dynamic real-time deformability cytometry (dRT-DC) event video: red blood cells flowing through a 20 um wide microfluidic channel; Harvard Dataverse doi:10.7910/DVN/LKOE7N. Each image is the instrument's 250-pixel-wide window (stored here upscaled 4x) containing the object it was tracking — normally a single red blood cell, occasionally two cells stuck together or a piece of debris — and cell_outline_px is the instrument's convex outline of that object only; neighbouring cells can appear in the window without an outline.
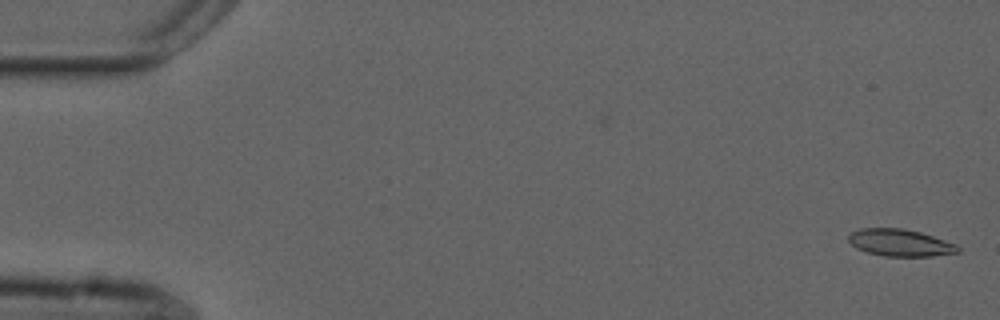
{"species": "common noctule bat (a hibernating species)", "species_latin": "Nyctalus noctula", "temperature_condition": "cold", "stored_images_in_passage": 54, "camera_frame_rate_fps": 3000, "um_per_image_px": 0.085, "animal": {"sex": "male", "forearm_length_mm": 52.5}, "frame": {"image": 1, "passage_image": 1, "time_ms": 0.0, "image_size_px": [1000, 320], "cell_outline_px": [[960, 252], [932, 256], [884, 256], [868, 252], [856, 248], [848, 240], [848, 236], [852, 232], [860, 228], [900, 228], [920, 232], [956, 244], [960, 248]], "centroid_in_image_um": [76.51, 20.63], "position_along_channel_um": 8.5, "area_um2": 17.11}}
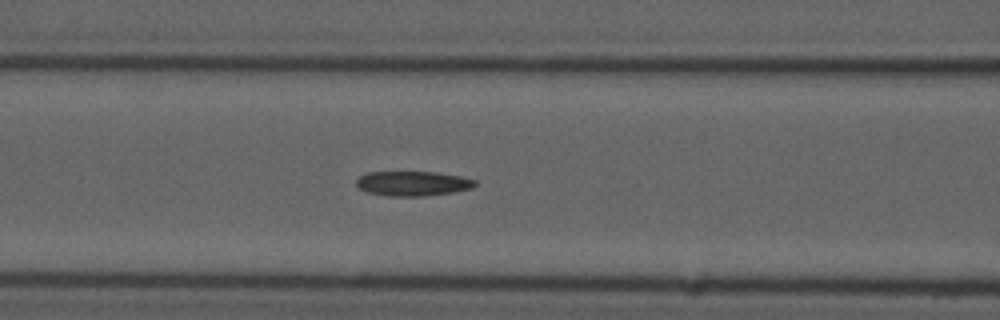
{"frame": {"image": 2, "passage_image": 22, "time_ms": 7.0, "image_size_px": [1000, 320], "cell_outline_px": [[476, 184], [472, 188], [456, 192], [424, 196], [388, 196], [368, 192], [360, 188], [356, 184], [356, 180], [360, 176], [368, 172], [436, 172], [460, 176], [476, 180]], "centroid_in_image_um": [35.11, 15.6], "position_along_channel_um": 131.5, "area_um2": 17.11}}
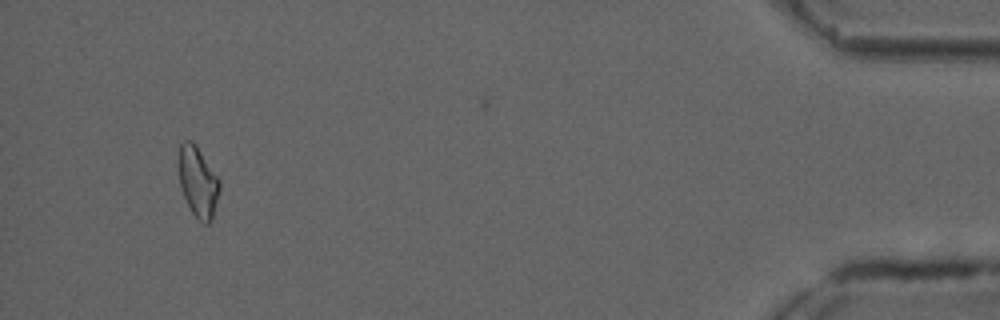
{"frame": {"image": 3, "passage_image": 51, "time_ms": 16.667, "image_size_px": [1000, 320], "cell_outline_px": [[220, 188], [212, 220], [208, 224], [204, 224], [192, 212], [180, 188], [176, 164], [180, 144], [184, 140], [192, 140], [196, 144], [220, 180]], "centroid_in_image_um": [16.79, 15.4], "position_along_channel_um": 418.4, "area_um2": 17.17}, "authors_computed_cell_mechanics": {"area_um2": 17.0799, "velocity_mm_per_s": 3.7489, "shape_relaxation_time_tau1_ms": null, "shape_relaxation_time_tau2_ms": 5.0918, "deformation_change_tau1": null, "deformation_change_tau2": 0.1257}}